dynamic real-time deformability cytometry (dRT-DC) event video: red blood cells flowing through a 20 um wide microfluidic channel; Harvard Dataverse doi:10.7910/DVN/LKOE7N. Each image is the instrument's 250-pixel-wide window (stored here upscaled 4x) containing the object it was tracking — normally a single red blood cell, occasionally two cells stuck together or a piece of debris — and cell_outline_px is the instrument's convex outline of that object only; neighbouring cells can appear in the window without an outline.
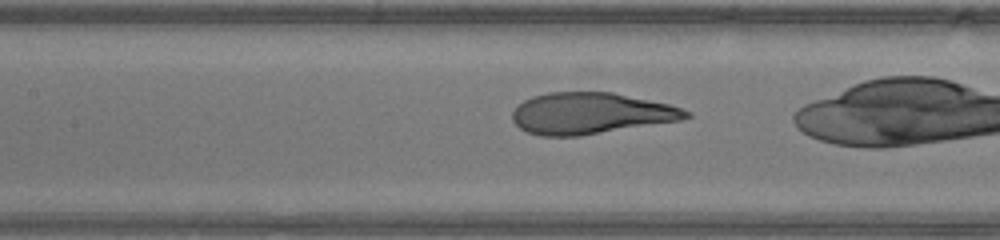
{"species": "human", "species_latin": "Homo sapiens", "temperature_condition": "warm", "stored_images_in_passage": 32, "camera_frame_rate_fps": 3000, "um_per_image_px": 0.085, "donor": {"sex": "male"}, "frame": {"image": 1, "passage_image": 17, "time_ms": 5.333, "image_size_px": [1000, 240], "cell_outline_px": [[692, 116], [680, 120], [580, 136], [540, 136], [528, 132], [520, 128], [512, 120], [512, 112], [524, 100], [532, 96], [548, 92], [612, 92], [668, 104], [692, 112]], "centroid_in_image_um": [50.19, 9.64], "position_along_channel_um": 157.2, "area_um2": 41.67}}
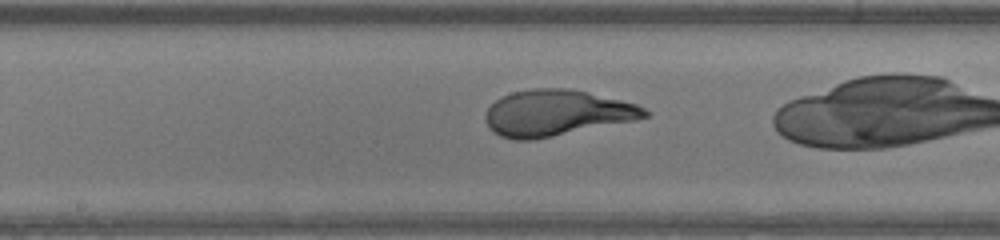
{"frame": {"image": 2, "passage_image": 20, "time_ms": 6.333, "image_size_px": [1000, 240], "cell_outline_px": [[648, 116], [632, 120], [536, 140], [516, 140], [500, 136], [492, 132], [488, 128], [484, 120], [484, 116], [488, 108], [500, 96], [512, 92], [532, 88], [568, 88], [588, 92], [636, 104], [644, 108], [648, 112]], "centroid_in_image_um": [47.22, 9.6], "position_along_channel_um": 201.0, "area_um2": 42.66}}
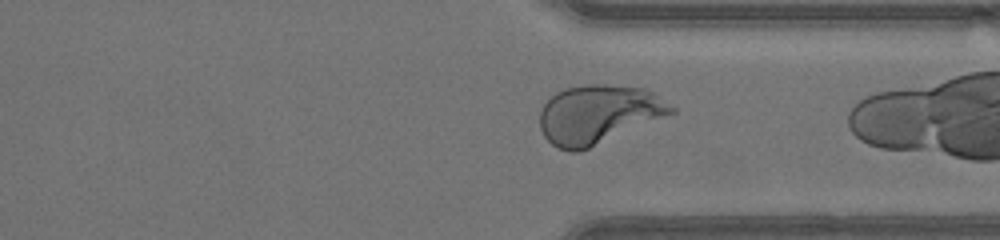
{"frame": {"image": 3, "passage_image": 31, "time_ms": 10.0, "image_size_px": [1000, 240], "cell_outline_px": [[676, 112], [580, 152], [572, 152], [556, 148], [544, 136], [540, 128], [540, 112], [544, 104], [556, 92], [564, 88], [584, 84], [604, 84], [644, 88], [652, 92], [676, 108]], "centroid_in_image_um": [50.85, 9.72], "position_along_channel_um": 360.6, "area_um2": 45.03}}